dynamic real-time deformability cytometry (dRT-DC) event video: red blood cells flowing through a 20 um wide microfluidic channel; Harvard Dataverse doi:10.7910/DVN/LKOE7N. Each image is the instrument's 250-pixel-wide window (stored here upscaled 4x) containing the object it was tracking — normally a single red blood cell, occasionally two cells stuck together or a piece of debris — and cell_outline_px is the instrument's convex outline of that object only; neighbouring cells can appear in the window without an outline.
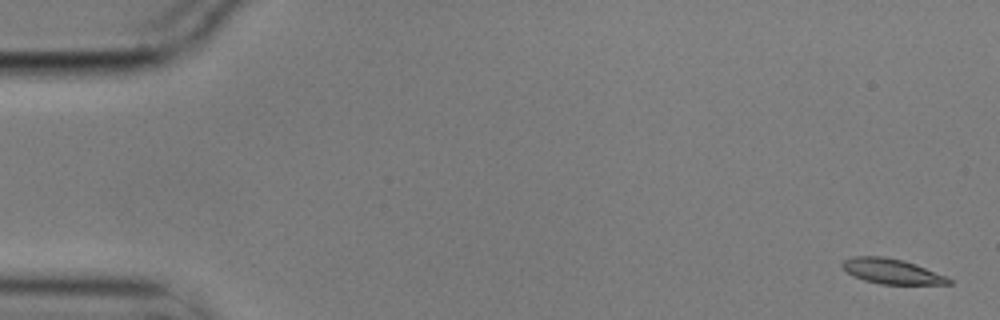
{"species": "common noctule bat (a hibernating species)", "species_latin": "Nyctalus noctula", "temperature_condition": "cold", "stored_images_in_passage": 5, "camera_frame_rate_fps": 3000, "um_per_image_px": 0.085, "animal": {"sex": "male", "body_mass_g": 17.9}, "frame": {"image": 1, "passage_image": 1, "time_ms": 0.0, "image_size_px": [1000, 320], "cell_outline_px": [[952, 284], [880, 284], [864, 280], [852, 276], [840, 264], [844, 260], [852, 256], [884, 256], [904, 260], [916, 264], [944, 276], [952, 280]], "centroid_in_image_um": [75.76, 23.05], "position_along_channel_um": 9.2, "area_um2": 15.49}}
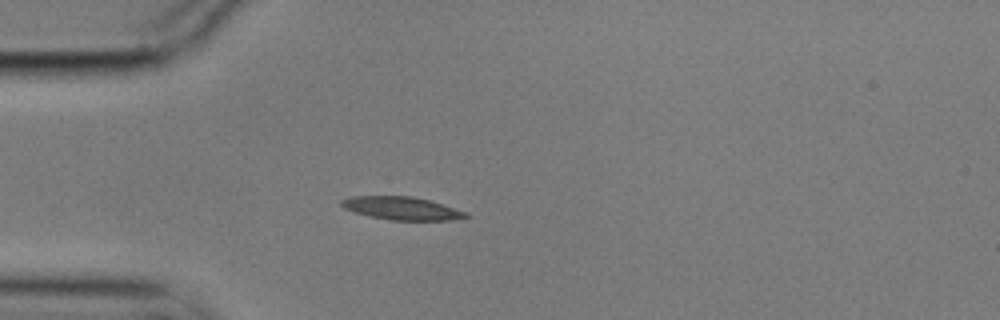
{"frame": {"image": 2, "passage_image": 5, "time_ms": 1.333, "image_size_px": [1000, 320], "cell_outline_px": [[472, 216], [452, 220], [392, 220], [372, 216], [356, 212], [344, 208], [340, 204], [340, 200], [352, 196], [412, 196], [428, 200], [468, 212]], "centroid_in_image_um": [34.18, 17.7], "position_along_channel_um": 50.8, "area_um2": 16.53}}